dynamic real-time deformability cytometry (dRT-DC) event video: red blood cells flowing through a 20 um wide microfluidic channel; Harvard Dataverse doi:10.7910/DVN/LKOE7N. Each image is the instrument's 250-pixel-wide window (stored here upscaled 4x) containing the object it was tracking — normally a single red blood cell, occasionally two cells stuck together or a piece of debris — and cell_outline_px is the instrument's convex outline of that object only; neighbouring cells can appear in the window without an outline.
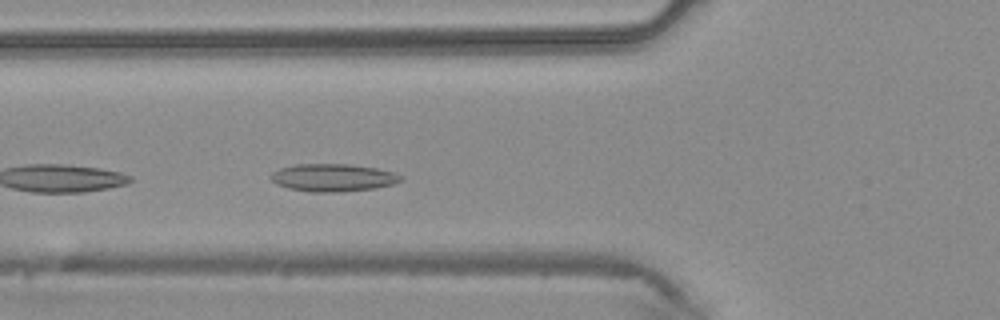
{"species": "common noctule bat (a hibernating species)", "species_latin": "Nyctalus noctula", "temperature_condition": "warm", "stored_images_in_passage": 21, "camera_frame_rate_fps": 3000, "um_per_image_px": 0.085, "animal": {"sex": "male", "body_mass_g": 20.4}, "frame": {"image": 1, "passage_image": 12, "time_ms": 3.667, "image_size_px": [1000, 320], "cell_outline_px": [[404, 180], [392, 184], [376, 188], [340, 192], [312, 192], [288, 188], [276, 184], [272, 180], [272, 172], [280, 168], [296, 164], [348, 164], [376, 168], [392, 172], [404, 176]], "centroid_in_image_um": [28.33, 15.1], "position_along_channel_um": 97.5, "area_um2": 20.92}}
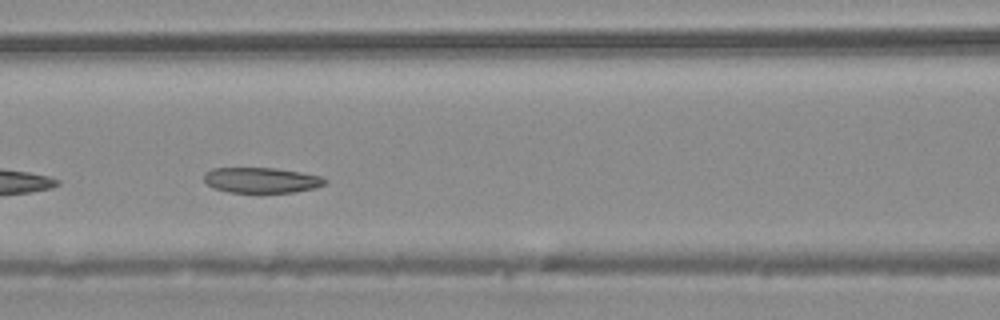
{"frame": {"image": 2, "passage_image": 15, "time_ms": 4.667, "image_size_px": [1000, 320], "cell_outline_px": [[328, 180], [324, 184], [316, 188], [292, 192], [228, 192], [216, 188], [208, 184], [204, 180], [204, 172], [212, 168], [276, 168], [300, 172], [320, 176]], "centroid_in_image_um": [22.22, 15.3], "position_along_channel_um": 144.4, "area_um2": 17.8}}
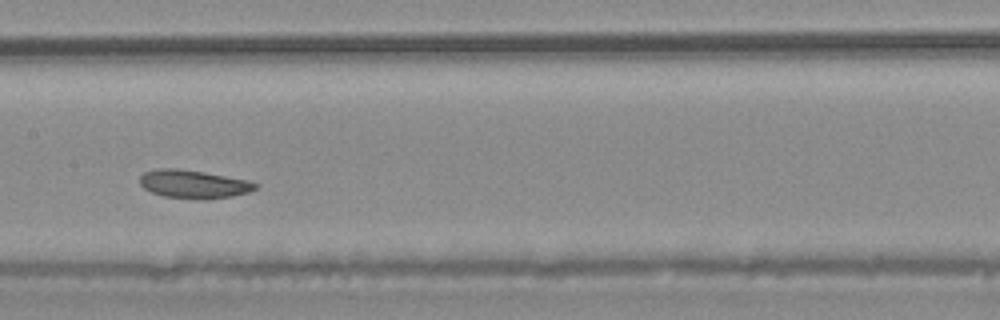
{"frame": {"image": 3, "passage_image": 18, "time_ms": 5.667, "image_size_px": [1000, 320], "cell_outline_px": [[260, 184], [256, 188], [248, 192], [232, 196], [200, 200], [164, 196], [152, 192], [144, 188], [140, 184], [140, 176], [144, 172], [160, 168], [176, 168], [204, 172], [248, 180]], "centroid_in_image_um": [16.46, 15.65], "position_along_channel_um": 190.9, "area_um2": 19.02}}